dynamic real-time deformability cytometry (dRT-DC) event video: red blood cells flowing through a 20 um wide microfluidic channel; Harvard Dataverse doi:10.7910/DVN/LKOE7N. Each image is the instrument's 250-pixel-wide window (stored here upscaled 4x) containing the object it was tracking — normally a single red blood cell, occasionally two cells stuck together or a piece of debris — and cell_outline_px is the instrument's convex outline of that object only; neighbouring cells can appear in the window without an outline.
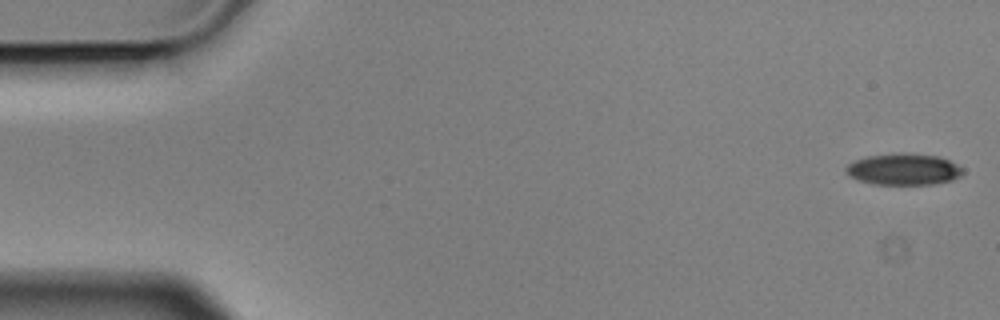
{"species": "Egyptian fruit bat (a non-hibernating species)", "species_latin": "Rousettus aegyptiacus", "temperature_condition": "cold", "stored_images_in_passage": 5, "camera_frame_rate_fps": 3000, "um_per_image_px": 0.085, "animal": {"sex": "male"}, "frame": {"image": 1, "passage_image": 1, "time_ms": 0.0, "image_size_px": [1000, 320], "cell_outline_px": [[964, 172], [960, 176], [952, 180], [932, 184], [872, 184], [856, 180], [848, 176], [844, 172], [844, 168], [848, 164], [856, 160], [868, 156], [940, 156], [964, 168]], "centroid_in_image_um": [76.78, 14.45], "position_along_channel_um": 8.2, "area_um2": 20.63}}
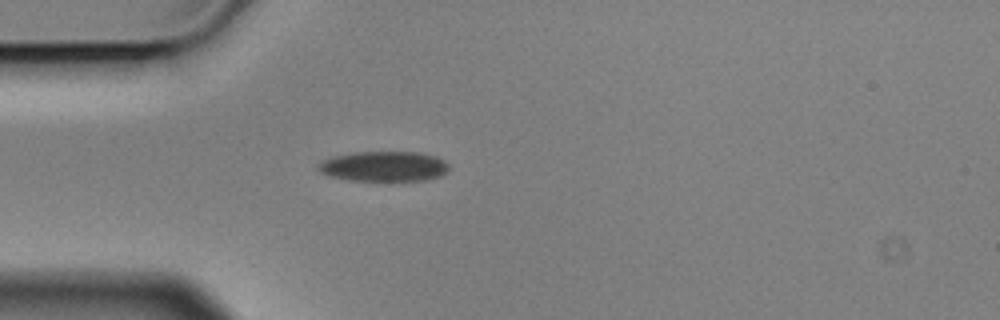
{"frame": {"image": 2, "passage_image": 5, "time_ms": 1.333, "image_size_px": [1000, 320], "cell_outline_px": [[448, 172], [440, 176], [424, 180], [348, 180], [328, 176], [320, 172], [316, 168], [316, 164], [332, 156], [352, 152], [420, 152], [436, 156], [444, 160], [448, 164]], "centroid_in_image_um": [32.6, 14.13], "position_along_channel_um": 52.4, "area_um2": 23.12}}